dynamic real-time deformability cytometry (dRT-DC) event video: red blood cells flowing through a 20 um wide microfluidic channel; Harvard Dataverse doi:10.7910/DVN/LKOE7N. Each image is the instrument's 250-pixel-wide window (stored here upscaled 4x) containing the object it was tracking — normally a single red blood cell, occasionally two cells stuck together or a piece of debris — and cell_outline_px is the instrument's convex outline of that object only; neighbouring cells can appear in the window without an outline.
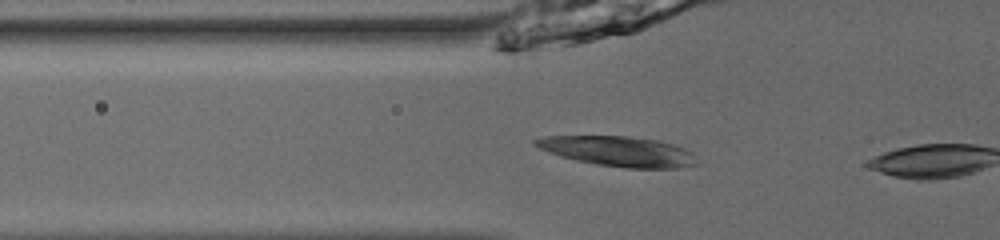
{"species": "common noctule bat (a hibernating species)", "species_latin": "Nyctalus noctula", "temperature_condition": "room temperature", "stored_images_in_passage": 7, "camera_frame_rate_fps": 3000, "um_per_image_px": 0.085, "animal": {"sex": "male", "body_mass_g": 13.0, "forearm_length_mm": 53.1}, "frame": {"image": 1, "passage_image": 5, "time_ms": 1.333, "image_size_px": [1000, 240], "cell_outline_px": [[696, 164], [680, 168], [628, 168], [596, 164], [576, 160], [560, 156], [540, 148], [532, 144], [532, 140], [544, 136], [628, 136], [656, 140], [672, 144], [684, 148], [692, 152]], "centroid_in_image_um": [52.53, 12.86], "position_along_channel_um": 73.3, "area_um2": 28.03}}